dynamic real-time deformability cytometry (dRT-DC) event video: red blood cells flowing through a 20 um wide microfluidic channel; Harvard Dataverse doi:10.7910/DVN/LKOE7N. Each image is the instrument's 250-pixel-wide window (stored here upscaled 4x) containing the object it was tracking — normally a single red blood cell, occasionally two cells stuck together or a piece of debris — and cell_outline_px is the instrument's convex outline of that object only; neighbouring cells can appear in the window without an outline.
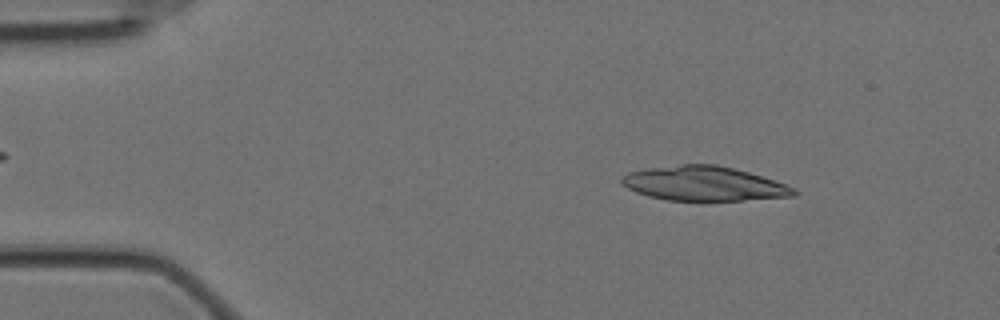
{"species": "Egyptian fruit bat (a non-hibernating species)", "species_latin": "Rousettus aegyptiacus", "temperature_condition": "cold", "stored_images_in_passage": 55, "camera_frame_rate_fps": 3000, "um_per_image_px": 0.085, "animal": {"sex": "female"}, "frame": {"image": 1, "passage_image": 7, "time_ms": 2.0, "image_size_px": [1000, 320], "cell_outline_px": [[800, 192], [796, 196], [740, 200], [668, 200], [648, 196], [636, 192], [620, 184], [620, 176], [628, 172], [648, 168], [680, 164], [716, 164], [748, 172], [796, 188]], "centroid_in_image_um": [59.8, 15.6], "position_along_channel_um": 25.2, "area_um2": 34.51}}